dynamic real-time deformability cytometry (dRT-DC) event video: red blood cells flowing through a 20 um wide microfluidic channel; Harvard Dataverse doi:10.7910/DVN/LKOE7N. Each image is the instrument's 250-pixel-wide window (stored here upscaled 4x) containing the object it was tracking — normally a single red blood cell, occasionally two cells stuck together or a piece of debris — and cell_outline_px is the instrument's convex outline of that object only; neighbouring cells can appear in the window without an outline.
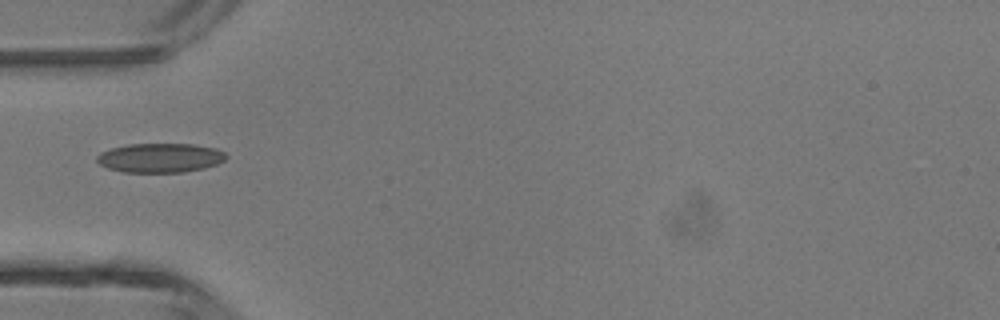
{"species": "common noctule bat (a hibernating species)", "species_latin": "Nyctalus noctula", "temperature_condition": "room temperature", "stored_images_in_passage": 1, "camera_frame_rate_fps": 3000, "um_per_image_px": 0.085, "animal": {"sex": "male", "body_mass_g": 13.3}, "frame": {"image": 1, "passage_image": 1, "time_ms": 0.0, "image_size_px": [1000, 320], "cell_outline_px": [[228, 156], [224, 160], [216, 164], [204, 168], [184, 172], [124, 172], [108, 168], [100, 164], [96, 160], [96, 156], [100, 152], [112, 148], [128, 144], [192, 144], [216, 148], [224, 152]], "centroid_in_image_um": [13.61, 13.41], "position_along_channel_um": 71.4, "area_um2": 22.02}}